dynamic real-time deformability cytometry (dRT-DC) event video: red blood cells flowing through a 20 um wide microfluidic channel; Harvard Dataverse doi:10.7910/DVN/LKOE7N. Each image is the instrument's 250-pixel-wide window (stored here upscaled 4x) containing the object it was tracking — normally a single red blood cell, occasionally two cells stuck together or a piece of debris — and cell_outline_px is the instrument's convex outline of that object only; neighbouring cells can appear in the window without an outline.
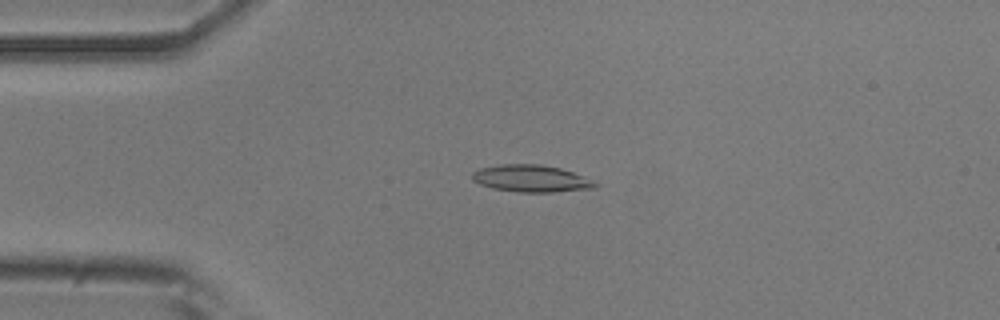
{"species": "common noctule bat (a hibernating species)", "species_latin": "Nyctalus noctula", "temperature_condition": "room temperature", "stored_images_in_passage": 43, "camera_frame_rate_fps": 3000, "um_per_image_px": 0.085, "animal": {"sex": "male", "body_mass_g": 20.5, "forearm_length_mm": 52.5}, "frame": {"image": 1, "passage_image": 2, "time_ms": 0.333, "image_size_px": [1000, 320], "cell_outline_px": [[600, 184], [596, 188], [552, 192], [520, 192], [492, 188], [480, 184], [472, 180], [472, 172], [480, 168], [500, 164], [540, 164], [560, 168], [572, 172]], "centroid_in_image_um": [45.13, 15.17], "position_along_channel_um": 39.9, "area_um2": 19.31}}
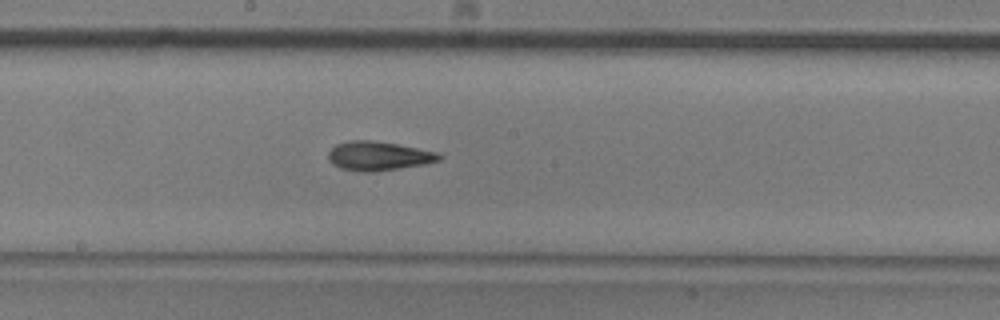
{"frame": {"image": 2, "passage_image": 18, "time_ms": 5.667, "image_size_px": [1000, 320], "cell_outline_px": [[444, 156], [440, 160], [424, 164], [400, 168], [372, 172], [360, 172], [340, 168], [332, 164], [328, 160], [328, 152], [336, 144], [348, 140], [368, 140], [396, 144], [436, 152]], "centroid_in_image_um": [32.13, 13.26], "position_along_channel_um": 216.1, "area_um2": 18.73}}
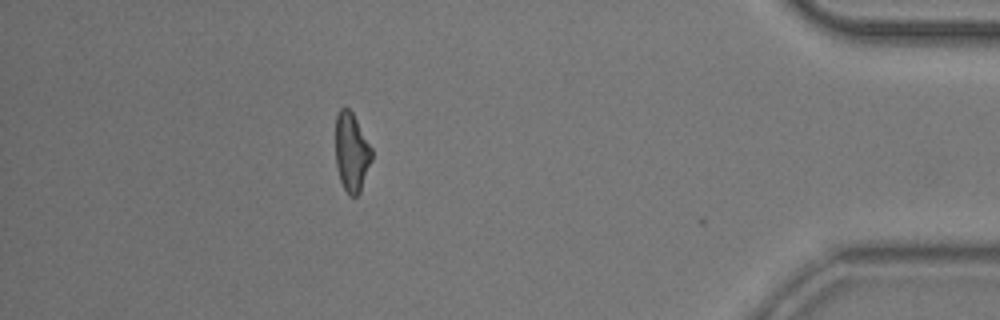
{"frame": {"image": 3, "passage_image": 37, "time_ms": 12.0, "image_size_px": [1000, 320], "cell_outline_px": [[372, 160], [360, 192], [356, 196], [348, 196], [340, 180], [336, 168], [336, 116], [340, 108], [344, 104], [352, 112], [372, 148]], "centroid_in_image_um": [29.88, 12.93], "position_along_channel_um": 405.3, "area_um2": 16.76}, "authors_computed_cell_mechanics": {"area_um2": 17.8024, "velocity_mm_per_s": 3.7591, "shape_relaxation_time_tau1_ms": 7.7718, "shape_relaxation_time_tau2_ms": 3.8516, "deformation_change_tau1": 0.2078, "deformation_change_tau2": 0.1397}}